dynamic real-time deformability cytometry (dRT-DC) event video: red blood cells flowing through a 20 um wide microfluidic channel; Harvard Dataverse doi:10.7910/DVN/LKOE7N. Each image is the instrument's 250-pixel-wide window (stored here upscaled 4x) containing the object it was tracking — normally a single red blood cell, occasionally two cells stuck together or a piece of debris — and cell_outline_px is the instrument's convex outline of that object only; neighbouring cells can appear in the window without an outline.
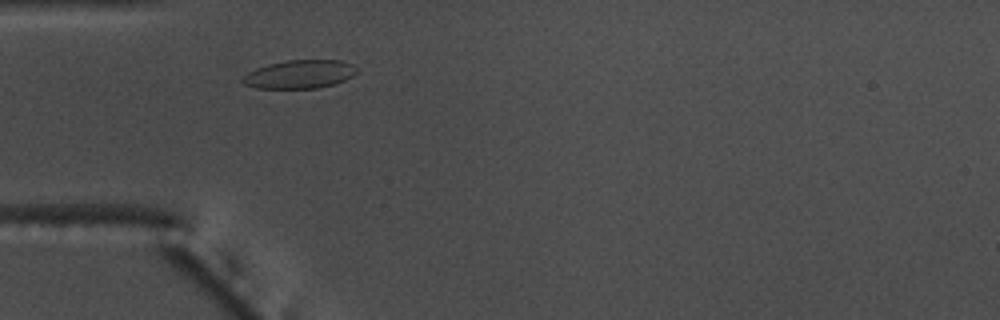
{"species": "common noctule bat (a hibernating species)", "species_latin": "Nyctalus noctula", "temperature_condition": "warm", "stored_images_in_passage": 33, "camera_frame_rate_fps": 3000, "um_per_image_px": 0.085, "animal": {"sex": "male", "body_mass_g": 17.5, "forearm_length_mm": 52.3}, "frame": {"image": 1, "passage_image": 2, "time_ms": 0.333, "image_size_px": [1000, 320], "cell_outline_px": [[356, 72], [352, 76], [344, 80], [320, 88], [256, 88], [244, 84], [240, 80], [248, 72], [256, 68], [268, 64], [284, 60], [340, 60], [352, 64], [356, 68]], "centroid_in_image_um": [25.44, 6.3], "position_along_channel_um": 59.6, "area_um2": 18.84}}
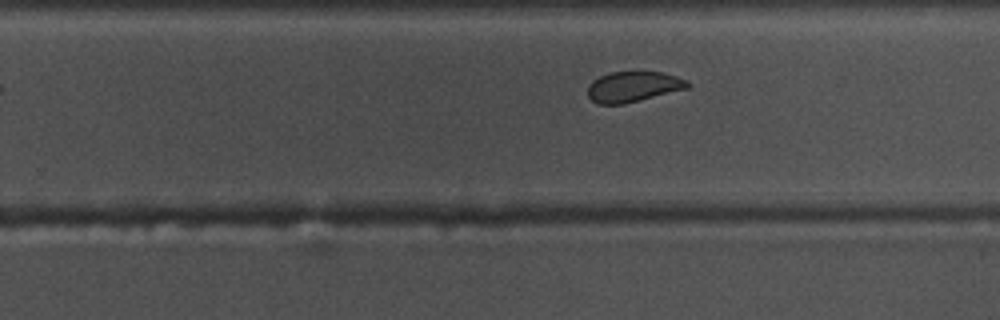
{"frame": {"image": 2, "passage_image": 20, "time_ms": 6.333, "image_size_px": [1000, 320], "cell_outline_px": [[692, 84], [688, 88], [624, 104], [596, 104], [588, 96], [588, 84], [592, 80], [600, 76], [612, 72], [664, 72], [676, 76]], "centroid_in_image_um": [53.8, 7.37], "position_along_channel_um": 276.0, "area_um2": 17.69}}
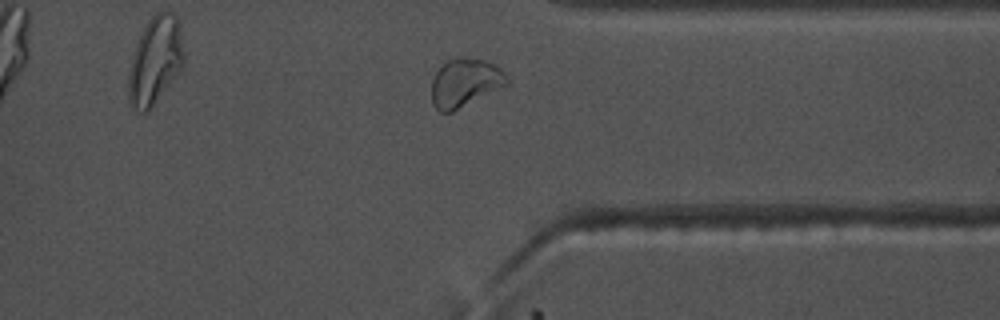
{"frame": {"image": 3, "passage_image": 28, "time_ms": 9.0, "image_size_px": [1000, 320], "cell_outline_px": [[508, 84], [452, 112], [440, 112], [432, 104], [432, 80], [436, 72], [448, 60], [484, 60], [496, 64], [504, 72], [508, 80]], "centroid_in_image_um": [39.52, 7.07], "position_along_channel_um": 371.9, "area_um2": 20.58}}